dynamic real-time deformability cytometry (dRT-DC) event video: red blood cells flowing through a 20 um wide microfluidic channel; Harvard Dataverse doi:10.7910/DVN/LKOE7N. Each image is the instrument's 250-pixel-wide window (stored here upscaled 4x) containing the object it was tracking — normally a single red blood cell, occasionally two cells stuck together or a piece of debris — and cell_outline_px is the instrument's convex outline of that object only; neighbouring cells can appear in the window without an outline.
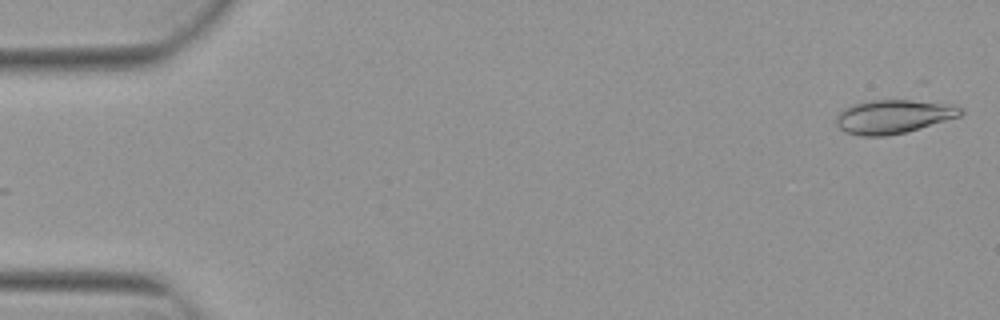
{"species": "Egyptian fruit bat (a non-hibernating species)", "species_latin": "Rousettus aegyptiacus", "temperature_condition": "warm", "stored_images_in_passage": 5, "segment_of_instrument_passage": [2, 2], "camera_frame_rate_fps": 3000, "um_per_image_px": 0.085, "animal": {"sex": "female"}, "frame": {"image": 1, "passage_image": 5, "time_ms": 1.333, "image_size_px": [1000, 320], "cell_outline_px": [[964, 112], [960, 116], [920, 128], [888, 136], [860, 136], [844, 132], [836, 124], [836, 116], [844, 108], [852, 104], [864, 100], [912, 100], [944, 104], [960, 108]], "centroid_in_image_um": [75.86, 9.91], "position_along_channel_um": 9.1, "area_um2": 24.33}}